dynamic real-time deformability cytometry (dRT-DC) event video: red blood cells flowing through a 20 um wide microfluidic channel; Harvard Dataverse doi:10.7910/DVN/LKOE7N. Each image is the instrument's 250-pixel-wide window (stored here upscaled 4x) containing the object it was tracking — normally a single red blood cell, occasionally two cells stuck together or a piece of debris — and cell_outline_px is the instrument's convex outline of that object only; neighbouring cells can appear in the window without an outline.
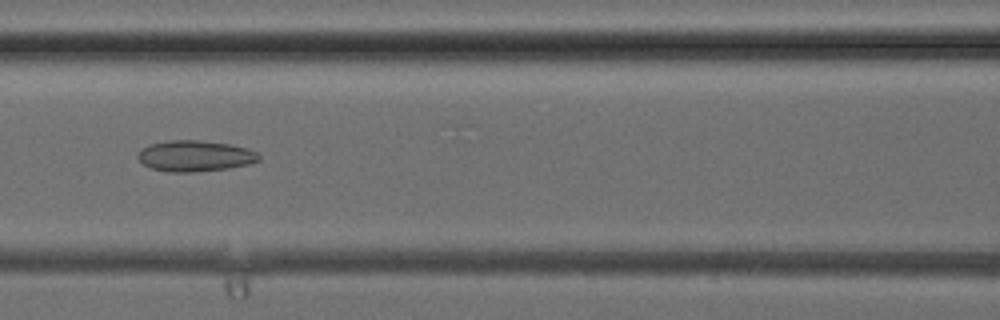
{"species": "common noctule bat (a hibernating species)", "species_latin": "Nyctalus noctula", "temperature_condition": "cold", "stored_images_in_passage": 33, "camera_frame_rate_fps": 3000, "um_per_image_px": 0.085, "animal": {"sex": "female", "body_mass_g": 24.6, "forearm_length_mm": 56.2}, "frame": {"image": 1, "passage_image": 12, "time_ms": 3.667, "image_size_px": [1000, 320], "cell_outline_px": [[260, 160], [248, 164], [228, 168], [192, 172], [168, 172], [152, 168], [144, 164], [136, 156], [148, 144], [168, 140], [196, 140], [228, 144], [248, 148], [256, 152], [260, 156]], "centroid_in_image_um": [16.58, 13.25], "position_along_channel_um": 150.0, "area_um2": 21.68}}
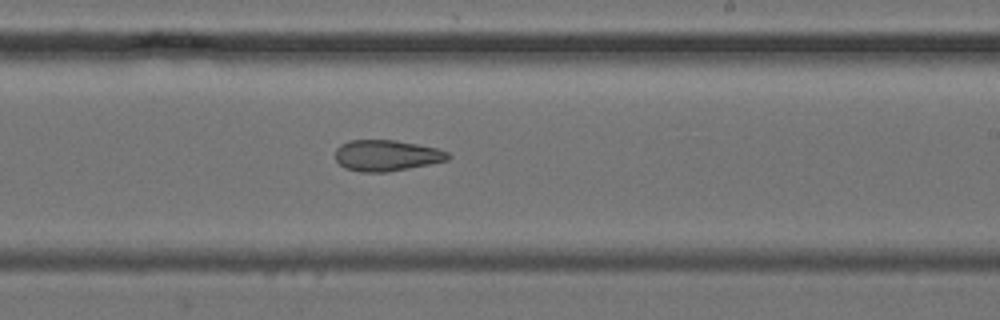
{"frame": {"image": 2, "passage_image": 18, "time_ms": 5.667, "image_size_px": [1000, 320], "cell_outline_px": [[452, 156], [448, 160], [388, 172], [360, 172], [344, 168], [336, 160], [336, 148], [340, 144], [352, 140], [396, 140], [436, 148], [448, 152]], "centroid_in_image_um": [32.84, 13.22], "position_along_channel_um": 256.2, "area_um2": 20.35}}
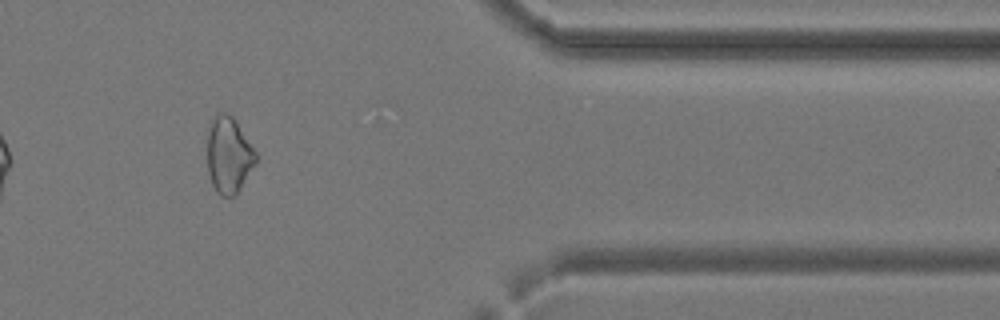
{"frame": {"image": 3, "passage_image": 27, "time_ms": 8.667, "image_size_px": [1000, 320], "cell_outline_px": [[256, 164], [236, 196], [220, 196], [216, 192], [212, 184], [208, 172], [208, 124], [216, 112], [224, 112], [232, 116], [236, 120], [256, 152]], "centroid_in_image_um": [19.44, 13.18], "position_along_channel_um": 392.0, "area_um2": 21.91}}